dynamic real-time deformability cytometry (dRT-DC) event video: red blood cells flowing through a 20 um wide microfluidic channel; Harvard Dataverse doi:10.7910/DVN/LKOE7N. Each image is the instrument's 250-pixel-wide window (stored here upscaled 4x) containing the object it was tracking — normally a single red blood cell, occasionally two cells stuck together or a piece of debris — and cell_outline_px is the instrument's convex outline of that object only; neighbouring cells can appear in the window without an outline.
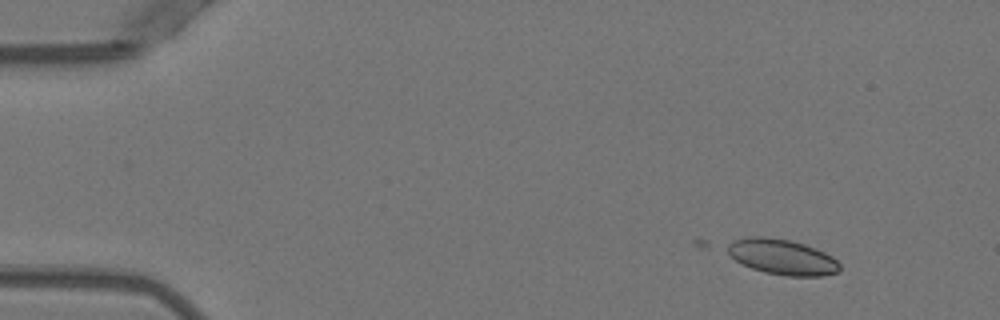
{"species": "Egyptian fruit bat (a non-hibernating species)", "species_latin": "Rousettus aegyptiacus", "temperature_condition": "warm", "stored_images_in_passage": 3, "camera_frame_rate_fps": 3000, "um_per_image_px": 0.085, "animal": {"sex": "female"}, "frame": {"image": 1, "passage_image": 3, "time_ms": 0.667, "image_size_px": [1000, 320], "cell_outline_px": [[840, 272], [824, 276], [788, 276], [764, 272], [752, 268], [736, 260], [728, 252], [724, 244], [732, 240], [748, 236], [764, 236], [788, 240], [804, 244], [824, 252], [832, 256], [840, 264]], "centroid_in_image_um": [66.47, 21.83], "position_along_channel_um": 18.5, "area_um2": 23.29}}